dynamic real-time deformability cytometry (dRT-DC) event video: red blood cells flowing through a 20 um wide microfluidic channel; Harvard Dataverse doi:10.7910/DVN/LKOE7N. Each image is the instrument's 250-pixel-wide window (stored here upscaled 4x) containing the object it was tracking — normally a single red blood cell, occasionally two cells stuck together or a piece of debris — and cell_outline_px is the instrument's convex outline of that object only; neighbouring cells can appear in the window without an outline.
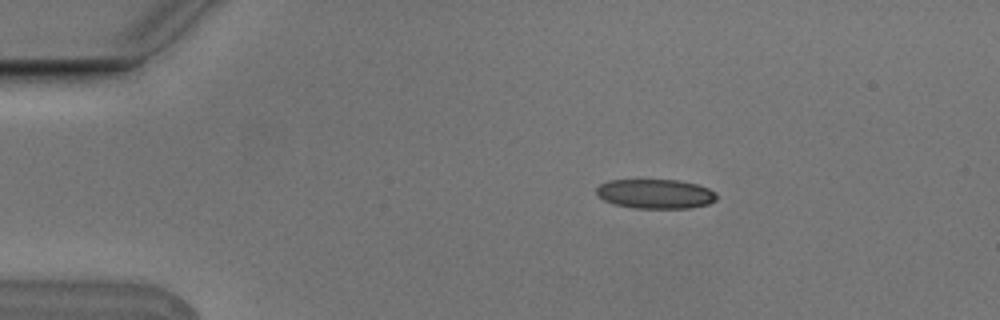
{"species": "Egyptian fruit bat (a non-hibernating species)", "species_latin": "Rousettus aegyptiacus", "temperature_condition": "cold", "stored_images_in_passage": 6, "camera_frame_rate_fps": 3000, "um_per_image_px": 0.085, "animal": {"sex": "male"}, "frame": {"image": 1, "passage_image": 3, "time_ms": 0.667, "image_size_px": [1000, 320], "cell_outline_px": [[716, 200], [708, 204], [688, 208], [632, 208], [616, 204], [604, 200], [596, 192], [596, 188], [600, 184], [608, 180], [680, 180], [696, 184], [708, 188], [716, 192]], "centroid_in_image_um": [55.72, 16.47], "position_along_channel_um": 29.3, "area_um2": 20.58}}
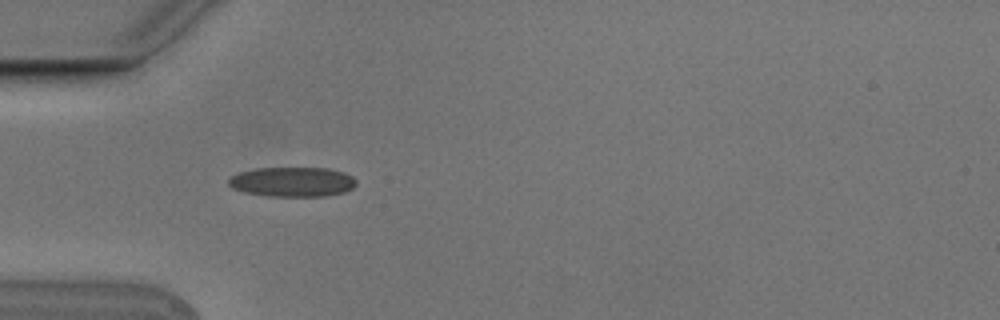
{"frame": {"image": 2, "passage_image": 5, "time_ms": 1.333, "image_size_px": [1000, 320], "cell_outline_px": [[356, 184], [352, 188], [344, 192], [324, 196], [268, 196], [244, 192], [232, 188], [228, 184], [228, 180], [232, 176], [240, 172], [256, 168], [328, 168], [344, 172], [352, 176], [356, 180]], "centroid_in_image_um": [24.86, 15.45], "position_along_channel_um": 60.1, "area_um2": 22.08}}